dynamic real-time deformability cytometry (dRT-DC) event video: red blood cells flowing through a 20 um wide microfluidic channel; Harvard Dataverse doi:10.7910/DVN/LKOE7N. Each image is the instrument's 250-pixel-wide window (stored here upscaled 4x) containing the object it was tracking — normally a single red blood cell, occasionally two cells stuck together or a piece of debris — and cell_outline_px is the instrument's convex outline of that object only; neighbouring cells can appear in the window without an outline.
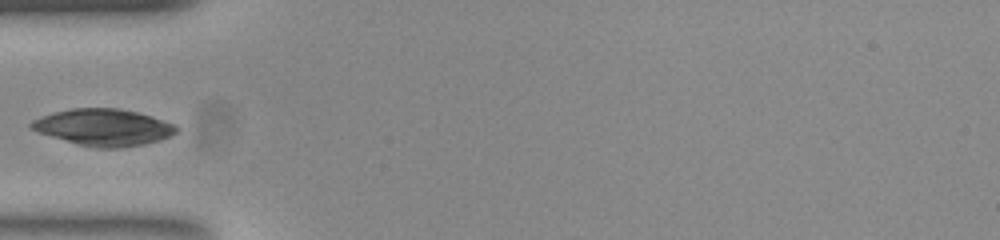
{"species": "common noctule bat (a hibernating species)", "species_latin": "Nyctalus noctula", "temperature_condition": "room temperature", "stored_images_in_passage": 37, "camera_frame_rate_fps": 3000, "um_per_image_px": 0.085, "animal": {"sex": "female", "body_mass_g": 23.0, "forearm_length_mm": 53.4}, "frame": {"image": 1, "passage_image": 1, "time_ms": 0.0, "image_size_px": [1000, 240], "cell_outline_px": [[180, 128], [172, 136], [160, 140], [144, 144], [120, 148], [96, 148], [80, 144], [52, 136], [40, 132], [32, 128], [28, 124], [32, 120], [56, 112], [72, 108], [120, 108], [152, 116], [176, 124]], "centroid_in_image_um": [8.89, 10.82], "position_along_channel_um": 76.1, "area_um2": 30.81}}
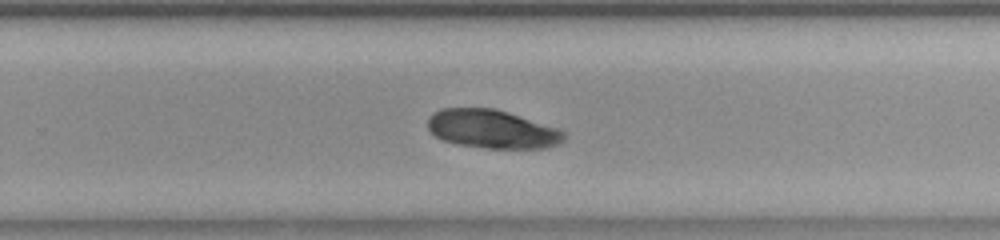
{"frame": {"image": 2, "passage_image": 18, "time_ms": 5.667, "image_size_px": [1000, 240], "cell_outline_px": [[564, 140], [560, 144], [544, 148], [484, 148], [460, 144], [444, 140], [436, 136], [428, 128], [428, 116], [432, 112], [440, 108], [492, 108], [508, 112], [556, 128], [564, 132]], "centroid_in_image_um": [41.8, 10.96], "position_along_channel_um": 288.0, "area_um2": 30.4}}
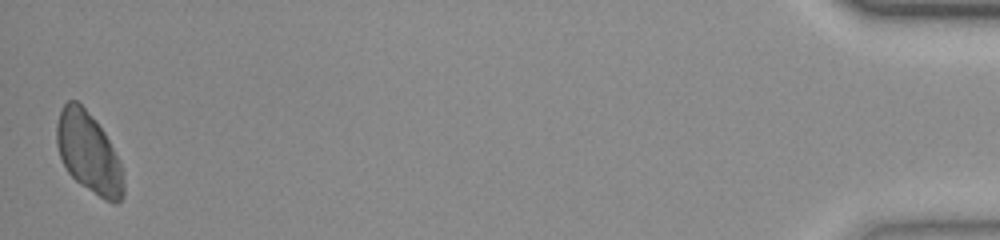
{"frame": {"image": 3, "passage_image": 37, "time_ms": 12.0, "image_size_px": [1000, 240], "cell_outline_px": [[124, 196], [116, 204], [112, 204], [104, 200], [80, 184], [68, 172], [60, 156], [56, 144], [56, 124], [60, 112], [64, 104], [68, 100], [76, 100], [96, 120], [104, 132], [120, 164], [124, 180]], "centroid_in_image_um": [7.53, 13.01], "position_along_channel_um": 427.7, "area_um2": 31.15}}